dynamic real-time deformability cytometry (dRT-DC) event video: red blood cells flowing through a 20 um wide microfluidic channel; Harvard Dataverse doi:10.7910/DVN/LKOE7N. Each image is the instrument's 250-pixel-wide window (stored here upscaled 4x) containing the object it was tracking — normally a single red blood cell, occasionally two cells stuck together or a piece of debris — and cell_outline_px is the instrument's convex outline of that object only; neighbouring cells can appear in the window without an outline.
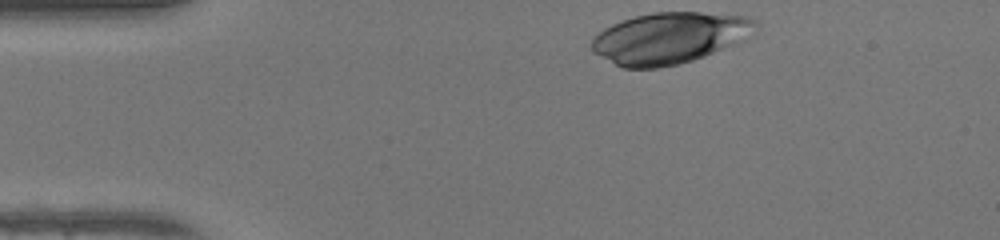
{"species": "human", "species_latin": "Homo sapiens", "temperature_condition": "warm", "stored_images_in_passage": 32, "camera_frame_rate_fps": 3000, "um_per_image_px": 0.085, "donor": {"sex": "female"}, "frame": {"image": 1, "passage_image": 1, "time_ms": 0.0, "image_size_px": [1000, 240], "cell_outline_px": [[756, 32], [744, 40], [704, 56], [680, 64], [660, 68], [624, 68], [592, 52], [588, 44], [592, 36], [604, 28], [612, 24], [636, 16], [652, 12], [700, 12], [744, 16], [756, 20]], "centroid_in_image_um": [56.87, 3.23], "position_along_channel_um": 28.1, "area_um2": 49.19}}
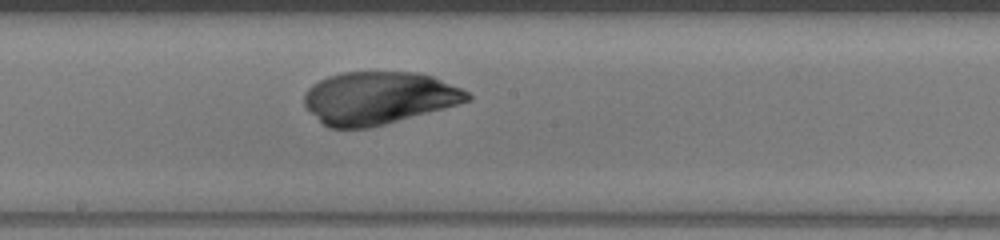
{"frame": {"image": 2, "passage_image": 19, "time_ms": 6.0, "image_size_px": [1000, 240], "cell_outline_px": [[472, 100], [444, 108], [384, 124], [368, 128], [328, 128], [304, 104], [304, 92], [312, 84], [328, 76], [344, 72], [420, 72], [432, 76], [460, 88], [468, 92], [472, 96]], "centroid_in_image_um": [32.19, 8.32], "position_along_channel_um": 216.0, "area_um2": 49.65}}
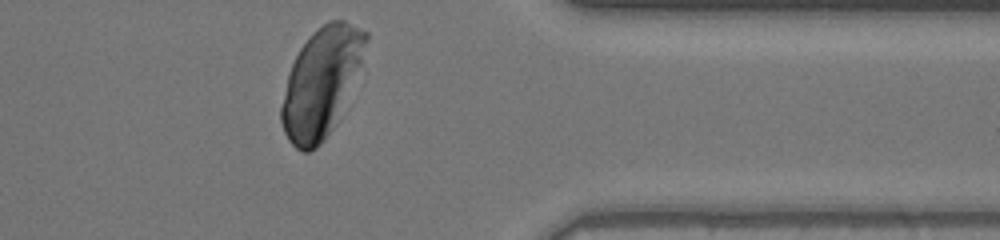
{"frame": {"image": 3, "passage_image": 32, "time_ms": 10.333, "image_size_px": [1000, 240], "cell_outline_px": [[368, 40], [360, 64], [332, 128], [324, 140], [316, 148], [308, 152], [304, 152], [296, 148], [288, 140], [284, 132], [280, 120], [280, 108], [288, 72], [300, 48], [312, 32], [328, 20], [344, 20], [368, 32]], "centroid_in_image_um": [27.25, 6.98], "position_along_channel_um": 384.1, "area_um2": 52.42}}